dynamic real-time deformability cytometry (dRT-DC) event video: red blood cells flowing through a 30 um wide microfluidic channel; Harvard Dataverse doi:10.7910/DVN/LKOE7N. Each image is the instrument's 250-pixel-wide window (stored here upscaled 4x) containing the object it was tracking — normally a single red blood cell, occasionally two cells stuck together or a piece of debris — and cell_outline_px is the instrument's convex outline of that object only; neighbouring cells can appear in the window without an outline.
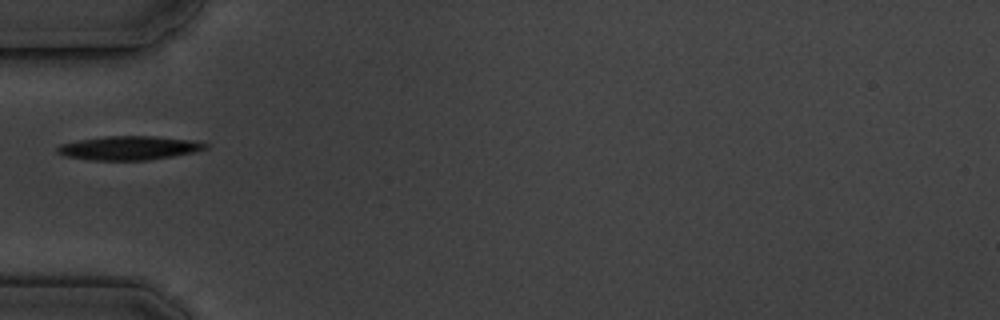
{"species": "common noctule bat (a hibernating species)", "species_latin": "Nyctalus noctula", "temperature_condition": "cold", "stored_images_in_passage": 1, "camera_frame_rate_fps": 3000, "um_per_image_px": 0.085, "animal": {"sex": "male", "body_mass_g": 19.5, "forearm_length_mm": 54.6}, "frame": {"image": 1, "passage_image": 1, "time_ms": 0.0, "image_size_px": [1000, 320], "cell_outline_px": [[208, 148], [196, 152], [148, 160], [88, 160], [64, 156], [56, 152], [56, 148], [60, 144], [80, 140], [104, 136], [156, 136], [196, 140], [208, 144]], "centroid_in_image_um": [10.99, 12.57], "position_along_channel_um": 74.0, "area_um2": 20.81}}